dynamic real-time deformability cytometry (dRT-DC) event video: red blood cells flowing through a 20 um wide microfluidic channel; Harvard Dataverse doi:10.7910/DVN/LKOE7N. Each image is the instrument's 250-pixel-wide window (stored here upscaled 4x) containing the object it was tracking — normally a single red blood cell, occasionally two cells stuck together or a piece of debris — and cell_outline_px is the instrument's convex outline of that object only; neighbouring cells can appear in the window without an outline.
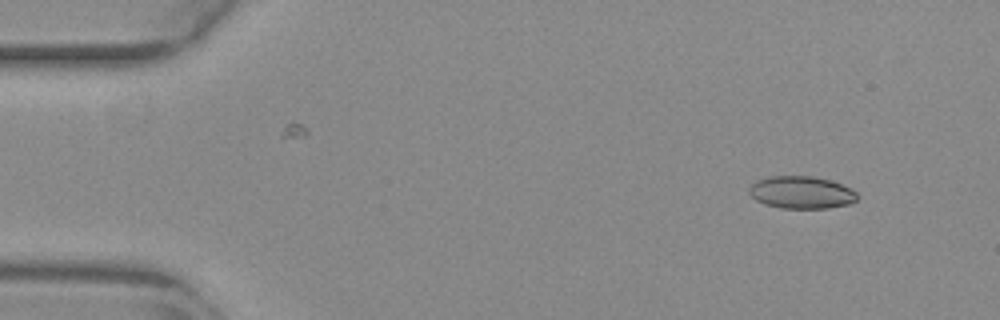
{"species": "common noctule bat (a hibernating species)", "species_latin": "Nyctalus noctula", "temperature_condition": "warm", "stored_images_in_passage": 50, "camera_frame_rate_fps": 3000, "um_per_image_px": 0.085, "animal": {"sex": "female", "body_mass_g": 29.2, "forearm_length_mm": 56.3}, "frame": {"image": 1, "passage_image": 2, "time_ms": 0.333, "image_size_px": [1000, 320], "cell_outline_px": [[860, 196], [856, 200], [848, 204], [828, 208], [780, 208], [764, 204], [756, 200], [748, 192], [748, 188], [756, 180], [768, 176], [812, 176], [828, 180], [852, 188]], "centroid_in_image_um": [68.1, 16.35], "position_along_channel_um": 16.9, "area_um2": 20.52}}
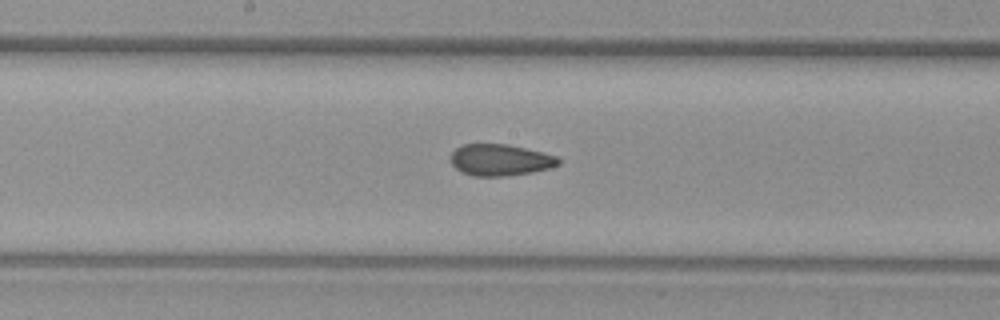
{"frame": {"image": 2, "passage_image": 25, "time_ms": 8.0, "image_size_px": [1000, 320], "cell_outline_px": [[560, 164], [552, 168], [532, 172], [508, 176], [472, 176], [460, 172], [448, 160], [448, 156], [460, 144], [508, 144], [556, 156], [560, 160]], "centroid_in_image_um": [42.46, 13.6], "position_along_channel_um": 205.7, "area_um2": 20.06}}
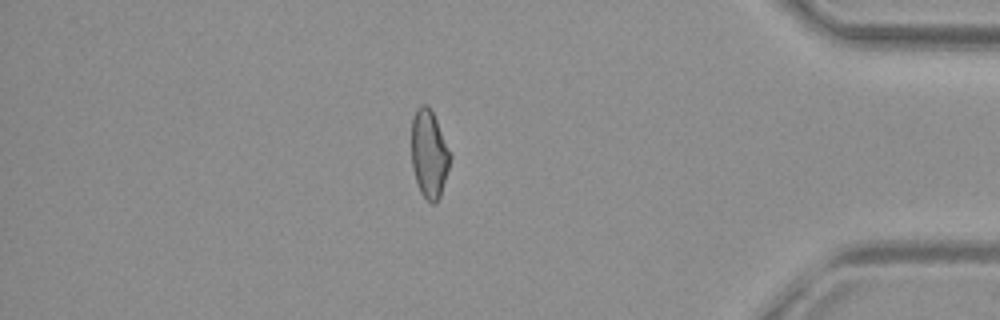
{"frame": {"image": 3, "passage_image": 43, "time_ms": 14.0, "image_size_px": [1000, 320], "cell_outline_px": [[452, 156], [440, 196], [436, 204], [432, 204], [420, 192], [412, 168], [412, 120], [416, 108], [420, 104], [428, 104], [436, 120]], "centroid_in_image_um": [36.47, 13.08], "position_along_channel_um": 398.7, "area_um2": 19.71}, "authors_computed_cell_mechanics": {"area_um2": 20.519, "velocity_mm_per_s": 3.8558, "shape_relaxation_time_tau1_ms": null, "shape_relaxation_time_tau2_ms": 1.9142, "deformation_change_tau1": null, "deformation_change_tau2": 0.0842}}